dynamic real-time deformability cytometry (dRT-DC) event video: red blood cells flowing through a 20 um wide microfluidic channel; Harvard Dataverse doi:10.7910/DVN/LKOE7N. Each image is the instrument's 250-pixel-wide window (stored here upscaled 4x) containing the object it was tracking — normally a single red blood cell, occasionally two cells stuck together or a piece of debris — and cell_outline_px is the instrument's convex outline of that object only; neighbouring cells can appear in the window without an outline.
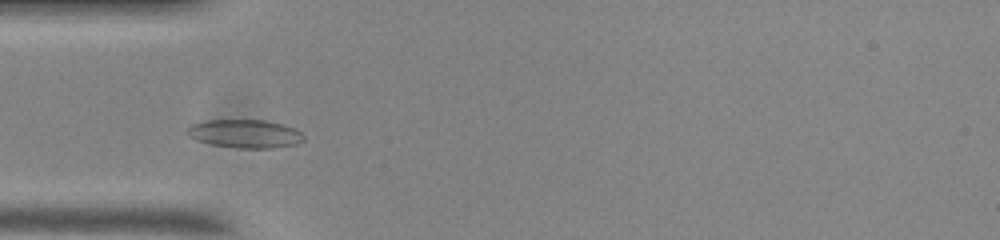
{"species": "common noctule bat (a hibernating species)", "species_latin": "Nyctalus noctula", "temperature_condition": "room temperature", "stored_images_in_passage": 40, "camera_frame_rate_fps": 3000, "um_per_image_px": 0.085, "animal": {"sex": "male", "body_mass_g": 20.0, "forearm_length_mm": 53.3}, "frame": {"image": 1, "passage_image": 2, "time_ms": 0.333, "image_size_px": [1000, 240], "cell_outline_px": [[304, 140], [296, 144], [272, 148], [236, 148], [212, 144], [196, 140], [188, 136], [184, 132], [192, 124], [208, 120], [264, 120], [284, 124], [296, 128], [304, 136]], "centroid_in_image_um": [20.83, 11.36], "position_along_channel_um": 64.2, "area_um2": 19.36}}
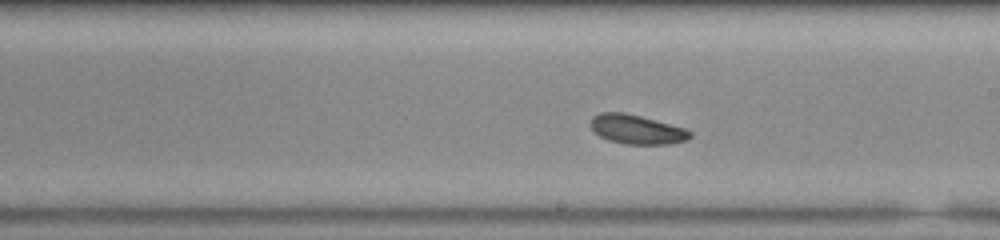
{"frame": {"image": 2, "passage_image": 16, "time_ms": 5.0, "image_size_px": [1000, 240], "cell_outline_px": [[692, 136], [688, 140], [668, 144], [624, 144], [608, 140], [600, 136], [588, 124], [592, 116], [600, 112], [624, 112], [688, 128], [692, 132]], "centroid_in_image_um": [54.14, 10.99], "position_along_channel_um": 234.9, "area_um2": 17.22}}
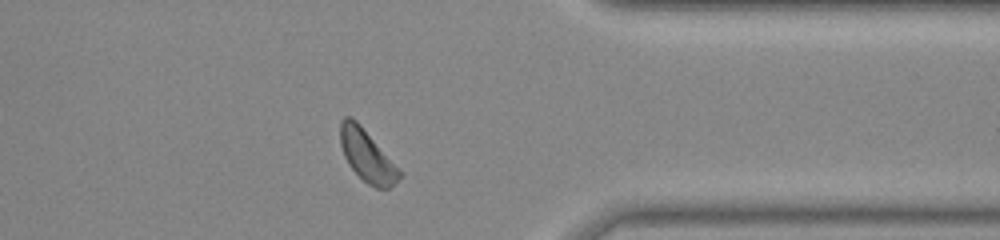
{"frame": {"image": 3, "passage_image": 29, "time_ms": 9.333, "image_size_px": [1000, 240], "cell_outline_px": [[400, 176], [388, 188], [376, 188], [368, 184], [348, 164], [344, 156], [340, 144], [340, 120], [344, 116], [352, 116], [360, 124], [400, 172]], "centroid_in_image_um": [31.11, 13.19], "position_along_channel_um": 380.3, "area_um2": 17.11}, "authors_computed_cell_mechanics": {"area_um2": 17.2244, "velocity_mm_per_s": 3.6535, "shape_relaxation_time_tau1_ms": 1.6713, "shape_relaxation_time_tau2_ms": null, "deformation_change_tau1": 0.0667, "deformation_change_tau2": null}}